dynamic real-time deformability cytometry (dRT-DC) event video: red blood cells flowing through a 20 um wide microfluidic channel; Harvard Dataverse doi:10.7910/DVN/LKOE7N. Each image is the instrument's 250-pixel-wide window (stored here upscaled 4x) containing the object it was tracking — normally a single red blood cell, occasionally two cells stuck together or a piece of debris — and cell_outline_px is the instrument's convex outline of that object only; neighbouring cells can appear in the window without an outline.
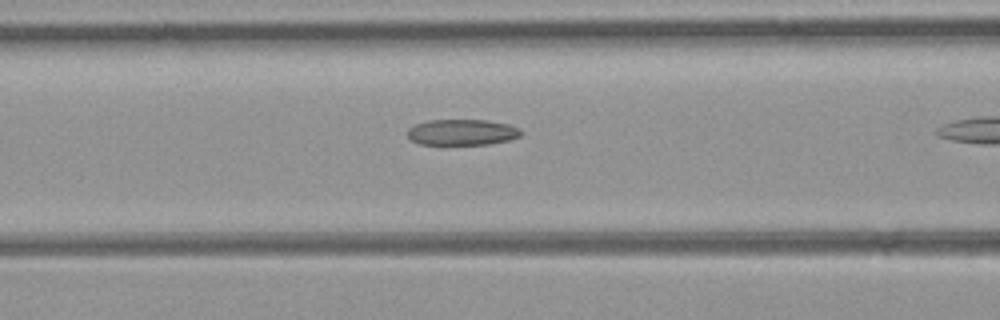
{"species": "common noctule bat (a hibernating species)", "species_latin": "Nyctalus noctula", "temperature_condition": "room temperature", "stored_images_in_passage": 7, "camera_frame_rate_fps": 3000, "um_per_image_px": 0.085, "animal": {"sex": "female", "body_mass_g": 21.9}, "frame": {"image": 1, "passage_image": 6, "time_ms": 1.667, "image_size_px": [1000, 320], "cell_outline_px": [[524, 132], [520, 136], [508, 140], [488, 144], [420, 144], [412, 140], [408, 136], [408, 128], [416, 124], [428, 120], [488, 120], [508, 124], [520, 128]], "centroid_in_image_um": [39.31, 11.23], "position_along_channel_um": 127.3, "area_um2": 17.11}}